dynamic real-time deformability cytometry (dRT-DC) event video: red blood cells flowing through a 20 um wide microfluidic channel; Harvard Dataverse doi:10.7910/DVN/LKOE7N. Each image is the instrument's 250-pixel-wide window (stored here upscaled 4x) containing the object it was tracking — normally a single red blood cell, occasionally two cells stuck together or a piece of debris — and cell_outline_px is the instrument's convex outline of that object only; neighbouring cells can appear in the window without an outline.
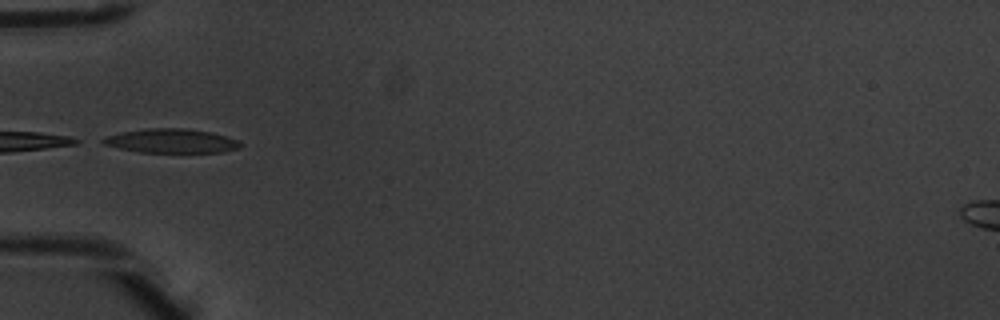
{"species": "common noctule bat (a hibernating species)", "species_latin": "Nyctalus noctula", "temperature_condition": "warm", "stored_images_in_passage": 3, "camera_frame_rate_fps": 3000, "um_per_image_px": 0.085, "animal": {"sex": "male", "body_mass_g": 20.1, "forearm_length_mm": 53.5}, "frame": {"image": 1, "passage_image": 3, "time_ms": 0.667, "image_size_px": [1000, 320], "cell_outline_px": [[244, 144], [240, 148], [224, 152], [140, 152], [120, 148], [104, 144], [96, 140], [104, 136], [120, 132], [148, 128], [184, 128], [212, 132], [236, 140]], "centroid_in_image_um": [14.52, 11.97], "position_along_channel_um": 70.5, "area_um2": 19.42}}